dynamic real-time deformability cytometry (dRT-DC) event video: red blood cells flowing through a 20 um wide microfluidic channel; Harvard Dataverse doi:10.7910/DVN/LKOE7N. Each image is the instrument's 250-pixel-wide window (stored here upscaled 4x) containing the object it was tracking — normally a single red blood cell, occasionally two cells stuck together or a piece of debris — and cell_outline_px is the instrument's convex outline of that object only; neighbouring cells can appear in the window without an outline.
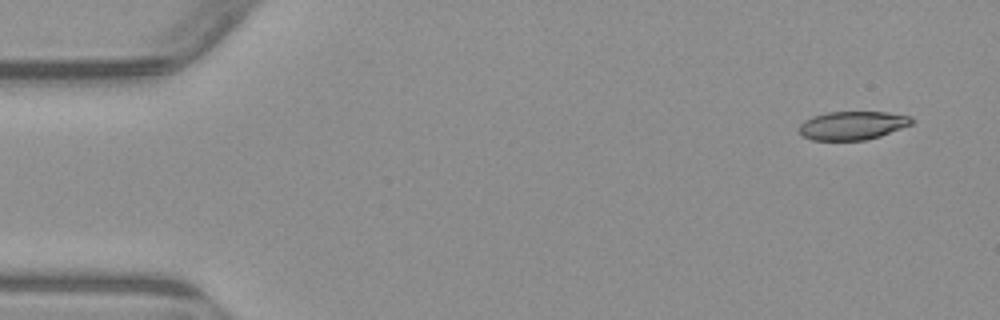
{"species": "common noctule bat (a hibernating species)", "species_latin": "Nyctalus noctula", "temperature_condition": "warm", "stored_images_in_passage": 4, "camera_frame_rate_fps": 3000, "um_per_image_px": 0.085, "animal": {"sex": "male", "body_mass_g": 23.1, "forearm_length_mm": 52.7}, "frame": {"image": 1, "passage_image": 1, "time_ms": 0.0, "image_size_px": [1000, 320], "cell_outline_px": [[912, 124], [880, 136], [864, 140], [812, 140], [804, 136], [800, 132], [800, 124], [804, 120], [812, 116], [828, 112], [888, 112], [912, 116]], "centroid_in_image_um": [72.47, 10.66], "position_along_channel_um": 12.5, "area_um2": 18.61}}
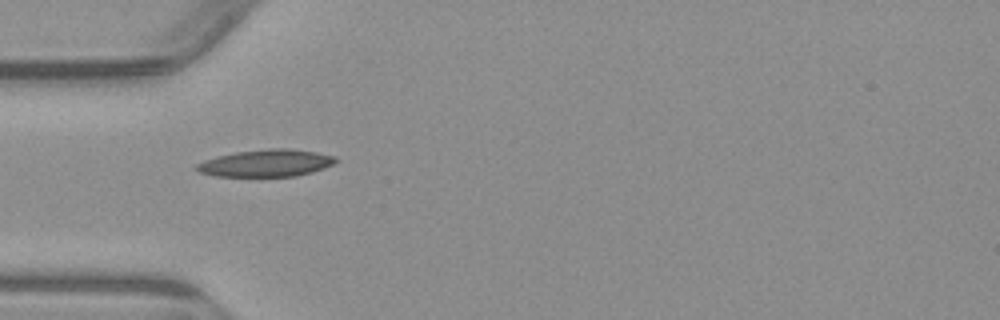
{"frame": {"image": 2, "passage_image": 4, "time_ms": 4.333, "image_size_px": [1000, 320], "cell_outline_px": [[340, 160], [324, 168], [312, 172], [296, 176], [216, 176], [200, 172], [192, 168], [196, 164], [204, 160], [216, 156], [236, 152], [268, 148], [288, 148], [316, 152], [336, 156]], "centroid_in_image_um": [22.62, 13.86], "position_along_channel_um": 62.4, "area_um2": 22.14}}